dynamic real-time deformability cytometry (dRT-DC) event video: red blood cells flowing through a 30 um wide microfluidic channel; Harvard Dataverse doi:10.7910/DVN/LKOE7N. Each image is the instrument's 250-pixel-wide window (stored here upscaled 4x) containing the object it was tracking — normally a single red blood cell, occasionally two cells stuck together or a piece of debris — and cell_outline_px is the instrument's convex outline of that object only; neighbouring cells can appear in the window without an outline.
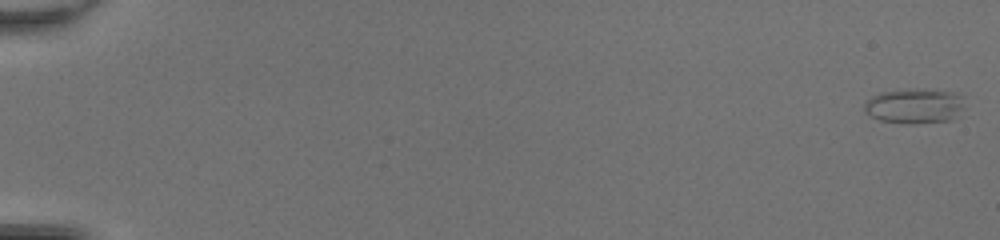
{"species": "common noctule bat (a hibernating species)", "species_latin": "Nyctalus noctula", "temperature_condition": "room temperature", "stored_images_in_passage": 50, "camera_frame_rate_fps": 3000, "um_per_image_px": 0.085, "animal": {"sex": "female", "body_mass_g": 20.0, "forearm_length_mm": 54.0}, "frame": {"image": 1, "passage_image": 1, "time_ms": 0.0, "image_size_px": [1000, 240], "cell_outline_px": [[964, 108], [960, 116], [952, 120], [908, 124], [880, 120], [864, 112], [864, 104], [872, 96], [880, 92], [912, 88], [924, 88], [956, 92], [964, 96]], "centroid_in_image_um": [77.81, 8.99], "position_along_channel_um": 7.2, "area_um2": 21.04}}
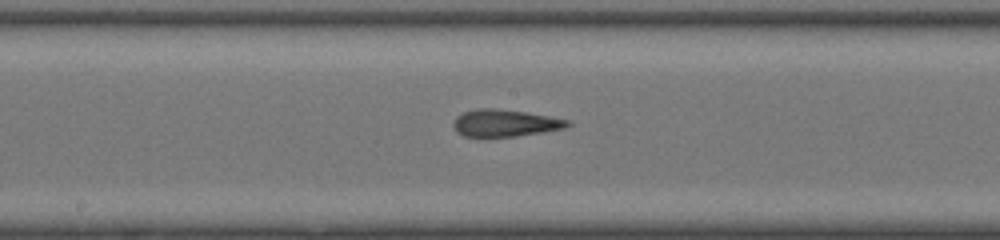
{"frame": {"image": 2, "passage_image": 29, "time_ms": 9.333, "image_size_px": [1000, 240], "cell_outline_px": [[572, 124], [564, 128], [544, 132], [516, 136], [464, 136], [456, 132], [452, 124], [456, 116], [464, 112], [476, 108], [496, 108], [524, 112], [548, 116], [568, 120]], "centroid_in_image_um": [42.89, 10.45], "position_along_channel_um": 205.3, "area_um2": 17.92}}
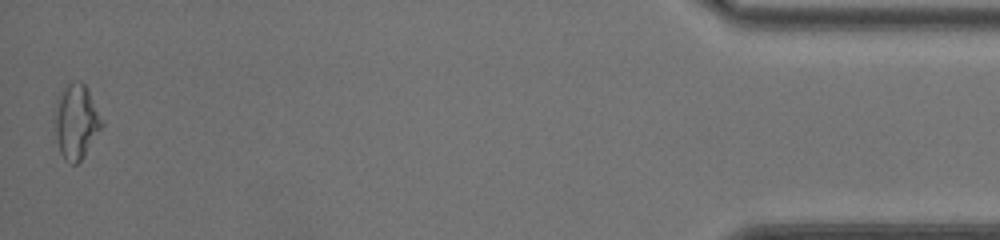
{"frame": {"image": 3, "passage_image": 50, "time_ms": 16.333, "image_size_px": [1000, 240], "cell_outline_px": [[104, 124], [84, 156], [76, 164], [68, 164], [64, 160], [60, 152], [56, 136], [56, 96], [72, 80], [80, 80], [88, 88], [104, 120]], "centroid_in_image_um": [6.5, 10.31], "position_along_channel_um": 428.7, "area_um2": 20.63}, "authors_computed_cell_mechanics": {"area_um2": 18.7272, "velocity_mm_per_s": 4.3368, "shape_relaxation_time_tau1_ms": null, "shape_relaxation_time_tau2_ms": 1.7517, "deformation_change_tau1": null, "deformation_change_tau2": 0.0876}}